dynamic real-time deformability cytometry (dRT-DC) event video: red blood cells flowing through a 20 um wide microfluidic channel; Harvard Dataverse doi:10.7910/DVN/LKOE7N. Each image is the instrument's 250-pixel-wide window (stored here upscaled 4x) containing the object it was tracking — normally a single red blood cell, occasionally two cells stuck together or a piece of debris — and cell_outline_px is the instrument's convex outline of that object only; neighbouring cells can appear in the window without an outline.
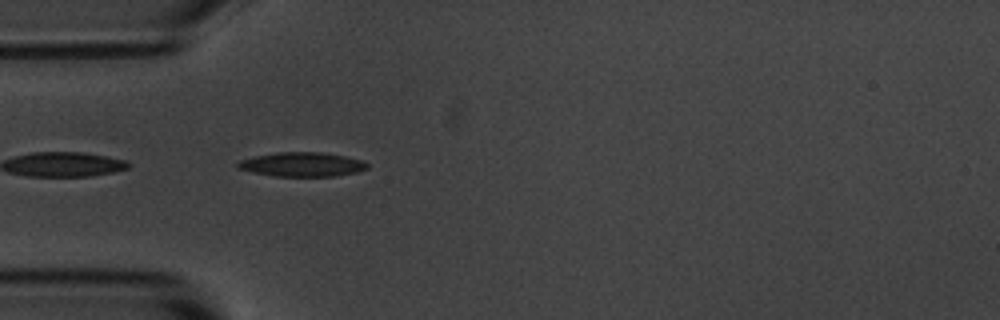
{"species": "common noctule bat (a hibernating species)", "species_latin": "Nyctalus noctula", "temperature_condition": "room temperature", "stored_images_in_passage": 3, "camera_frame_rate_fps": 3000, "um_per_image_px": 0.085, "animal": {"sex": "male", "body_mass_g": 20.1, "forearm_length_mm": 53.5}, "frame": {"image": 1, "passage_image": 3, "time_ms": 2.333, "image_size_px": [1000, 320], "cell_outline_px": [[368, 168], [356, 172], [336, 176], [272, 176], [252, 172], [236, 168], [236, 164], [240, 160], [256, 156], [276, 152], [320, 152], [344, 156], [364, 160], [368, 164]], "centroid_in_image_um": [25.67, 13.98], "position_along_channel_um": 59.3, "area_um2": 18.32}}